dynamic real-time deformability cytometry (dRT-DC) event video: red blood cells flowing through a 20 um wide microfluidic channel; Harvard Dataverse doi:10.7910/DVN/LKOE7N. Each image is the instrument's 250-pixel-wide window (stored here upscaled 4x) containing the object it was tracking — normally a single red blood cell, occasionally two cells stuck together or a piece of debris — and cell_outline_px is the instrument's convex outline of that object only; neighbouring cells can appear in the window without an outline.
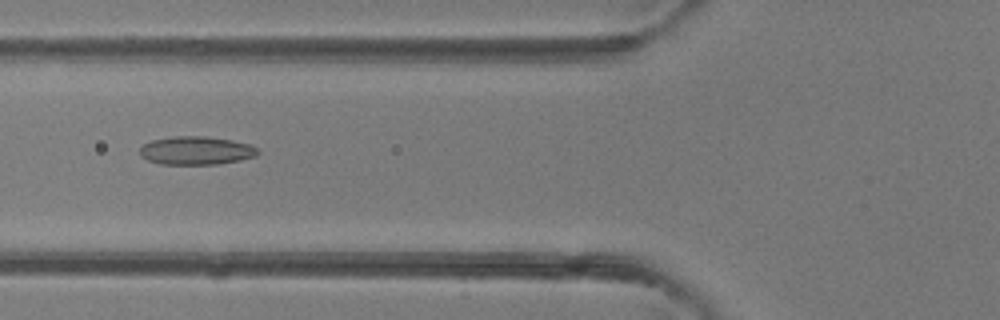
{"species": "common noctule bat (a hibernating species)", "species_latin": "Nyctalus noctula", "temperature_condition": "room temperature", "stored_images_in_passage": 5, "camera_frame_rate_fps": 3000, "um_per_image_px": 0.085, "animal": {"sex": "female"}, "frame": {"image": 1, "passage_image": 5, "time_ms": 4.667, "image_size_px": [1000, 320], "cell_outline_px": [[260, 152], [256, 156], [240, 160], [216, 164], [160, 164], [148, 160], [140, 156], [140, 148], [144, 144], [152, 140], [176, 136], [204, 136], [232, 140], [252, 144]], "centroid_in_image_um": [16.69, 12.79], "position_along_channel_um": 109.1, "area_um2": 19.48}}